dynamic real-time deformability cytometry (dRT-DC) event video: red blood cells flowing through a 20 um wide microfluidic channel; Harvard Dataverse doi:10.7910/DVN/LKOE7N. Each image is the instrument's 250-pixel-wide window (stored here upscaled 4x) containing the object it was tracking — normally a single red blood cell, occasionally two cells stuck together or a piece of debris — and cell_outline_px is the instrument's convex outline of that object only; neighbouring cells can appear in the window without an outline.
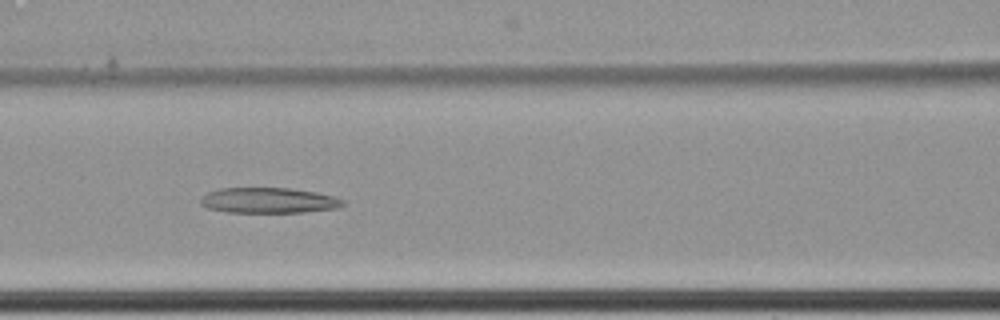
{"species": "common noctule bat (a hibernating species)", "species_latin": "Nyctalus noctula", "temperature_condition": "cold", "stored_images_in_passage": 38, "camera_frame_rate_fps": 3000, "um_per_image_px": 0.085, "animal": {"sex": "female", "body_mass_g": 22.7, "forearm_length_mm": 54.2}, "frame": {"image": 1, "passage_image": 33, "time_ms": 10.667, "image_size_px": [1000, 320], "cell_outline_px": [[348, 200], [344, 204], [336, 208], [304, 212], [228, 212], [208, 208], [200, 204], [200, 196], [216, 188], [288, 188], [316, 192]], "centroid_in_image_um": [22.81, 17.03], "position_along_channel_um": 143.8, "area_um2": 21.21}}
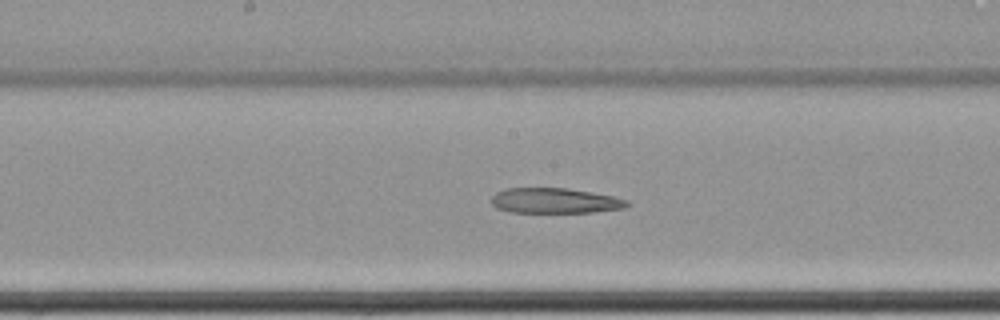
{"frame": {"image": 2, "passage_image": 38, "time_ms": 12.333, "image_size_px": [1000, 320], "cell_outline_px": [[632, 204], [624, 208], [596, 212], [512, 212], [496, 208], [492, 204], [492, 196], [496, 192], [504, 188], [568, 188], [592, 192], [612, 196], [628, 200]], "centroid_in_image_um": [47.19, 17.05], "position_along_channel_um": 201.0, "area_um2": 20.06}}